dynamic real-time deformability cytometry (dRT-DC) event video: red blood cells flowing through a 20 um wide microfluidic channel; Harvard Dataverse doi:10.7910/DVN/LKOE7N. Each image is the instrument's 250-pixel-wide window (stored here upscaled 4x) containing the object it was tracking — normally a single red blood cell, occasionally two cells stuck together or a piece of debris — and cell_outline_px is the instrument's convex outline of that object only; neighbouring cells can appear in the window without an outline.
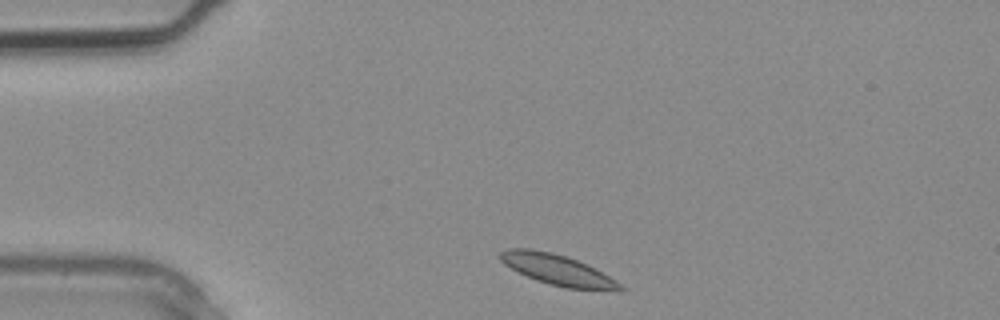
{"species": "common noctule bat (a hibernating species)", "species_latin": "Nyctalus noctula", "temperature_condition": "warm", "stored_images_in_passage": 2, "camera_frame_rate_fps": 3000, "um_per_image_px": 0.085, "animal": {"sex": "male", "body_mass_g": 20.4}, "frame": {"image": 1, "passage_image": 1, "time_ms": 0.0, "image_size_px": [1000, 320], "cell_outline_px": [[624, 288], [568, 288], [536, 280], [504, 264], [500, 260], [500, 252], [508, 248], [532, 248], [552, 252], [588, 264], [608, 276], [620, 284]], "centroid_in_image_um": [47.26, 22.87], "position_along_channel_um": 37.7, "area_um2": 20.4}}